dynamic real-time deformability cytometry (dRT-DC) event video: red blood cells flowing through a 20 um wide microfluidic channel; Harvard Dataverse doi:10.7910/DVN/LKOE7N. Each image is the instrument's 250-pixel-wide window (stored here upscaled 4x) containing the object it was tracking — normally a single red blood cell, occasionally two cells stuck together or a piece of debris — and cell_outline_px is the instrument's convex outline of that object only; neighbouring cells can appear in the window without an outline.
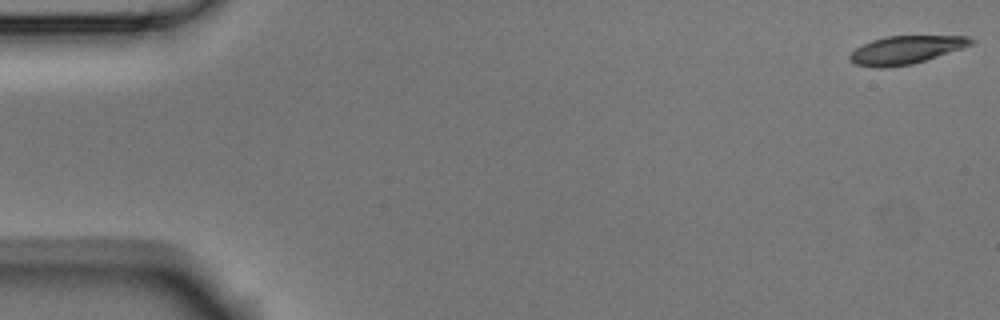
{"species": "Egyptian fruit bat (a non-hibernating species)", "species_latin": "Rousettus aegyptiacus", "temperature_condition": "room temperature", "stored_images_in_passage": 3, "camera_frame_rate_fps": 3000, "um_per_image_px": 0.085, "animal": {"sex": "male"}, "frame": {"image": 1, "passage_image": 1, "time_ms": 0.0, "image_size_px": [1000, 320], "cell_outline_px": [[976, 40], [972, 44], [912, 64], [888, 68], [876, 68], [856, 64], [848, 60], [848, 56], [856, 48], [872, 40], [884, 36], [968, 36]], "centroid_in_image_um": [76.94, 4.24], "position_along_channel_um": 8.1, "area_um2": 19.65}}